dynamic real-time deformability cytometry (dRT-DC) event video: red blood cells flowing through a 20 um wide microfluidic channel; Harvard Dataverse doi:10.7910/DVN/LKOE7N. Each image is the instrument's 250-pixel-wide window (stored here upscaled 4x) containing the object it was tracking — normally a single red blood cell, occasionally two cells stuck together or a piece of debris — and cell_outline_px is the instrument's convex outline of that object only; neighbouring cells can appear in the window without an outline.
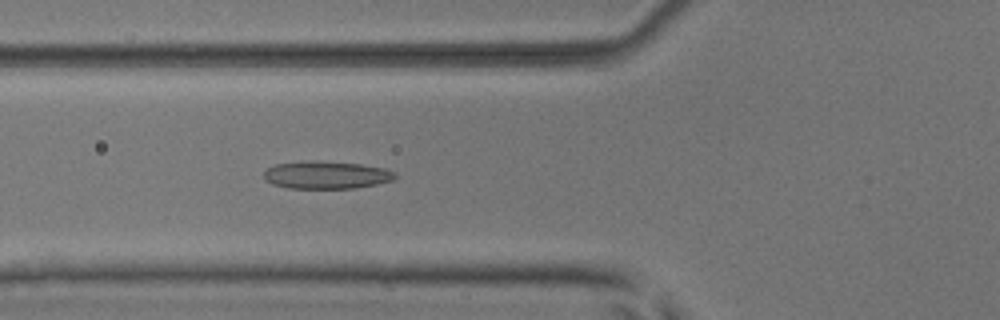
{"species": "common noctule bat (a hibernating species)", "species_latin": "Nyctalus noctula", "temperature_condition": "room temperature", "stored_images_in_passage": 6, "camera_frame_rate_fps": 3000, "um_per_image_px": 0.085, "animal": {"sex": "male", "body_mass_g": 17.9, "forearm_length_mm": 54.2}, "frame": {"image": 1, "passage_image": 6, "time_ms": 1.667, "image_size_px": [1000, 320], "cell_outline_px": [[396, 176], [392, 180], [376, 184], [356, 188], [288, 188], [272, 184], [264, 180], [264, 172], [268, 168], [276, 164], [312, 160], [360, 164], [384, 168], [396, 172]], "centroid_in_image_um": [27.73, 14.87], "position_along_channel_um": 98.1, "area_um2": 21.1}}